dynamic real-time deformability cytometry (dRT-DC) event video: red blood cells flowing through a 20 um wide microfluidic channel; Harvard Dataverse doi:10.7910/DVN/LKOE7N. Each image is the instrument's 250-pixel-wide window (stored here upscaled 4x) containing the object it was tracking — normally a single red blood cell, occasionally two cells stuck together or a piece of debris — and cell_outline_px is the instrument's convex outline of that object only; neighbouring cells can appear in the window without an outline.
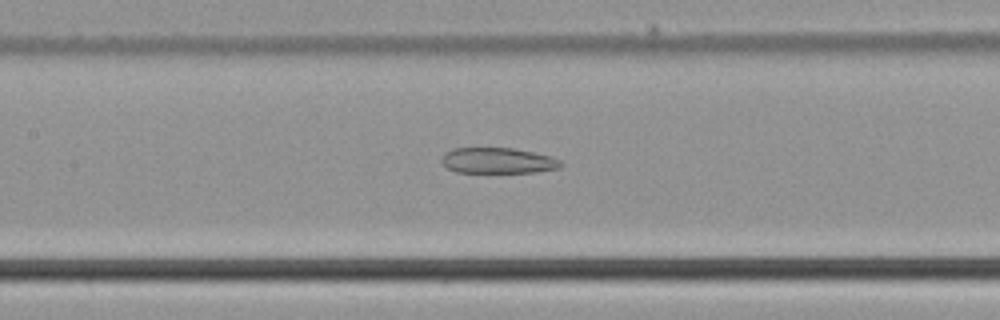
{"species": "common noctule bat (a hibernating species)", "species_latin": "Nyctalus noctula", "temperature_condition": "cold", "stored_images_in_passage": 42, "camera_frame_rate_fps": 3000, "um_per_image_px": 0.085, "animal": {"sex": "male", "body_mass_g": 21.5, "forearm_length_mm": 52.0}, "frame": {"image": 1, "passage_image": 16, "time_ms": 5.0, "image_size_px": [1000, 320], "cell_outline_px": [[564, 164], [560, 168], [536, 172], [456, 172], [448, 168], [440, 160], [444, 152], [452, 148], [512, 148], [552, 156], [560, 160]], "centroid_in_image_um": [42.33, 13.65], "position_along_channel_um": 165.1, "area_um2": 17.92}}
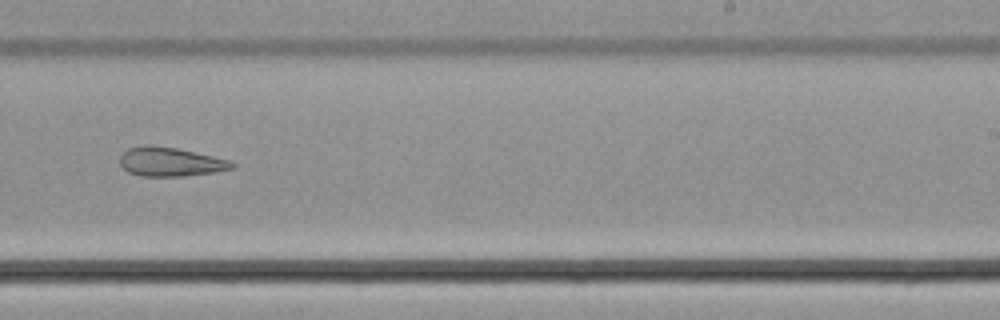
{"frame": {"image": 2, "passage_image": 24, "time_ms": 7.667, "image_size_px": [1000, 320], "cell_outline_px": [[236, 164], [232, 168], [216, 172], [184, 176], [140, 176], [128, 172], [120, 164], [120, 156], [128, 148], [144, 144], [152, 144], [176, 148], [232, 160]], "centroid_in_image_um": [14.48, 13.75], "position_along_channel_um": 274.5, "area_um2": 19.13}}
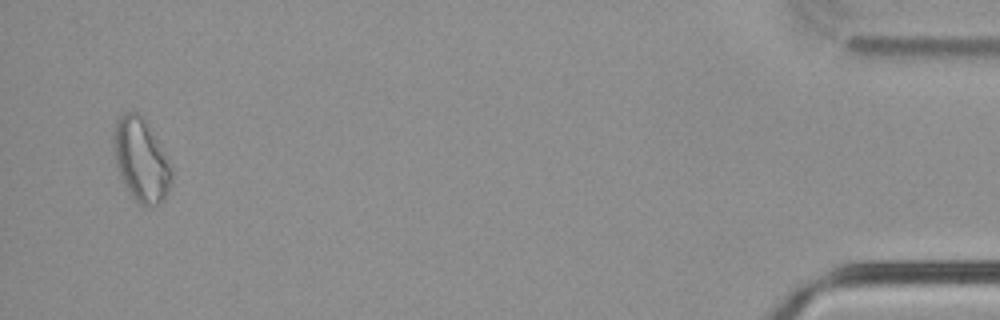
{"frame": {"image": 3, "passage_image": 41, "time_ms": 13.333, "image_size_px": [1000, 320], "cell_outline_px": [[172, 180], [168, 192], [156, 204], [140, 204], [136, 200], [120, 176], [116, 164], [112, 140], [112, 132], [116, 120], [124, 112], [136, 112], [144, 116], [164, 152], [172, 172]], "centroid_in_image_um": [11.96, 13.51], "position_along_channel_um": 423.2, "area_um2": 27.63}}